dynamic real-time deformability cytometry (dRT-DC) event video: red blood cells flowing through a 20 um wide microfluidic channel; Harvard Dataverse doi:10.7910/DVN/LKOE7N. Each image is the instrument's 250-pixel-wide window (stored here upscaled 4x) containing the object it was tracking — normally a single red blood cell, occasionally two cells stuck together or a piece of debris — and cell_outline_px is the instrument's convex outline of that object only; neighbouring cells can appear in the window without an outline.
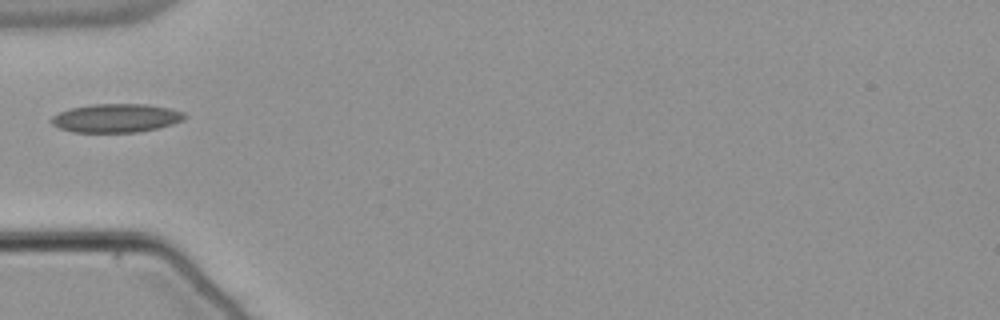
{"species": "common noctule bat (a hibernating species)", "species_latin": "Nyctalus noctula", "temperature_condition": "warm", "stored_images_in_passage": 5, "camera_frame_rate_fps": 3000, "um_per_image_px": 0.085, "animal": {"sex": "male", "body_mass_g": 21.5, "forearm_length_mm": 52.0}, "frame": {"image": 1, "passage_image": 1, "time_ms": 0.0, "image_size_px": [1000, 320], "cell_outline_px": [[188, 116], [184, 120], [172, 124], [156, 128], [136, 132], [72, 132], [60, 128], [52, 124], [48, 120], [52, 116], [68, 108], [92, 104], [144, 104], [168, 108], [184, 112]], "centroid_in_image_um": [9.84, 10.03], "position_along_channel_um": 75.2, "area_um2": 22.25}}